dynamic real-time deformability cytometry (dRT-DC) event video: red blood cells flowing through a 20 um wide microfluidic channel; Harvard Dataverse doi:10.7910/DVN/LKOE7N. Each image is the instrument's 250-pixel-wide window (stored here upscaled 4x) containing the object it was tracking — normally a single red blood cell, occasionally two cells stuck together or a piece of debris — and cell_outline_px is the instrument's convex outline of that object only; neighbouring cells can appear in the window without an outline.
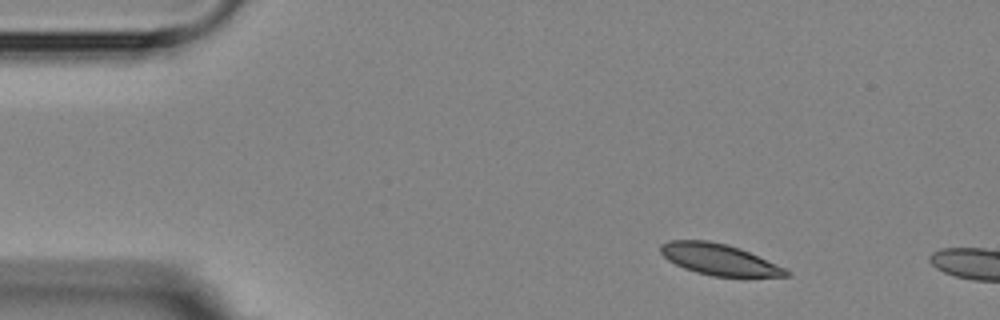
{"species": "Egyptian fruit bat (a non-hibernating species)", "species_latin": "Rousettus aegyptiacus", "temperature_condition": "room temperature", "stored_images_in_passage": 3, "camera_frame_rate_fps": 3000, "um_per_image_px": 0.085, "animal": {"sex": "female"}, "frame": {"image": 1, "passage_image": 1, "time_ms": 0.0, "image_size_px": [1000, 320], "cell_outline_px": [[792, 276], [712, 276], [696, 272], [684, 268], [668, 260], [660, 252], [660, 244], [668, 240], [708, 240], [728, 244], [740, 248], [788, 268], [792, 272]], "centroid_in_image_um": [61.16, 22.04], "position_along_channel_um": 23.8, "area_um2": 23.0}}